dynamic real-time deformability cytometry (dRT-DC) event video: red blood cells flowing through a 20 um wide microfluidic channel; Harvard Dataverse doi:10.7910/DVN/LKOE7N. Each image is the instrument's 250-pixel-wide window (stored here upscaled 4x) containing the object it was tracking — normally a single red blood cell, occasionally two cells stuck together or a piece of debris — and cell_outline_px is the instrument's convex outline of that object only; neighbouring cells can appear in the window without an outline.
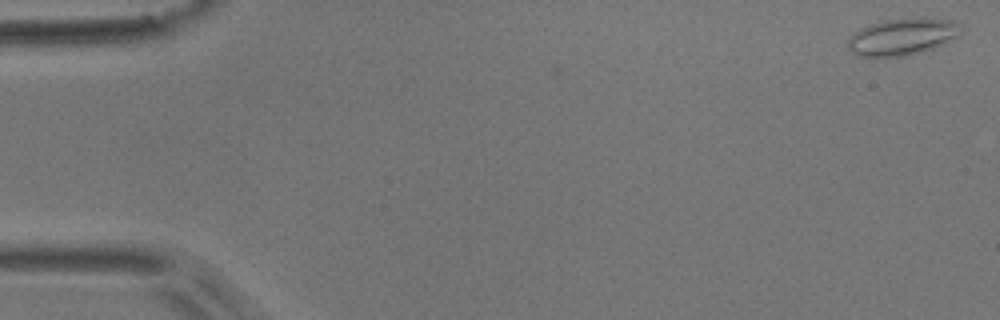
{"species": "common noctule bat (a hibernating species)", "species_latin": "Nyctalus noctula", "temperature_condition": "room temperature", "stored_images_in_passage": 3, "camera_frame_rate_fps": 3000, "um_per_image_px": 0.085, "animal": {"sex": "male", "body_mass_g": 17.9}, "frame": {"image": 1, "passage_image": 1, "time_ms": 0.0, "image_size_px": [1000, 320], "cell_outline_px": [[964, 28], [960, 36], [944, 44], [932, 48], [904, 56], [856, 56], [848, 48], [848, 40], [852, 32], [868, 24], [880, 20], [916, 16], [920, 16], [952, 20], [960, 24]], "centroid_in_image_um": [76.73, 3.07], "position_along_channel_um": 8.3, "area_um2": 24.97}}